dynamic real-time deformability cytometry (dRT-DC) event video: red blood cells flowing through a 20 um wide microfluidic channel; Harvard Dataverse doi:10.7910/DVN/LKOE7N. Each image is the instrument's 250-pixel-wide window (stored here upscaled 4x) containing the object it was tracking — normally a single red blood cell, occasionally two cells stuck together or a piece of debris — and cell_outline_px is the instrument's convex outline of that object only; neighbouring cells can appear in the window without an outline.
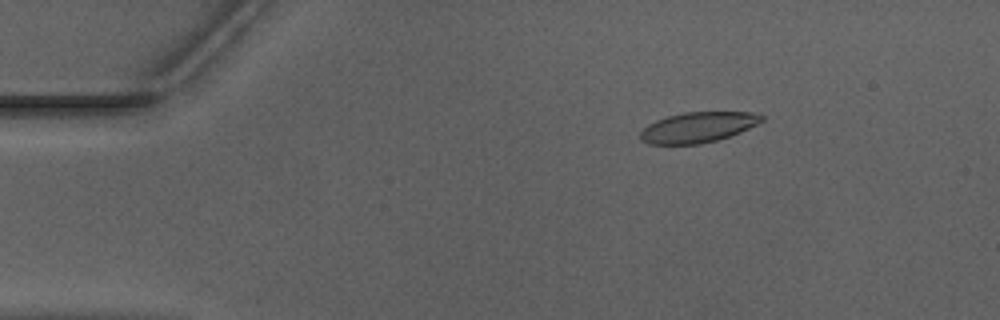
{"species": "Egyptian fruit bat (a non-hibernating species)", "species_latin": "Rousettus aegyptiacus", "temperature_condition": "warm", "stored_images_in_passage": 53, "camera_frame_rate_fps": 3000, "um_per_image_px": 0.085, "animal": {"sex": "male"}, "frame": {"image": 1, "passage_image": 9, "time_ms": 2.667, "image_size_px": [1000, 320], "cell_outline_px": [[764, 120], [740, 132], [716, 140], [700, 144], [648, 144], [640, 140], [640, 132], [648, 124], [656, 120], [668, 116], [684, 112], [752, 112], [764, 116]], "centroid_in_image_um": [59.3, 10.82], "position_along_channel_um": 25.7, "area_um2": 21.39}}
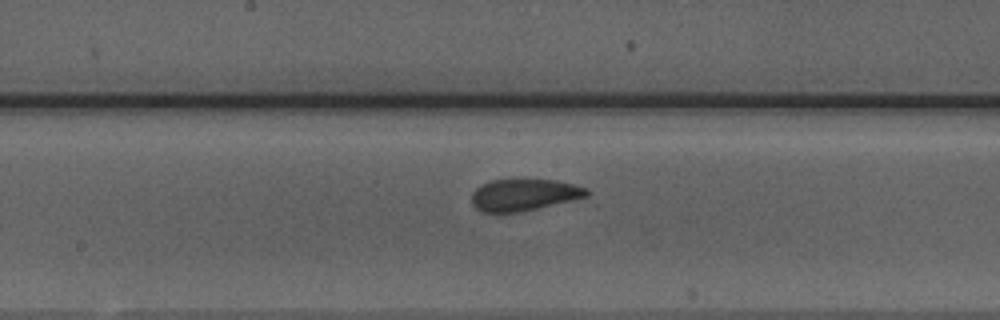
{"frame": {"image": 2, "passage_image": 28, "time_ms": 9.0, "image_size_px": [1000, 320], "cell_outline_px": [[592, 192], [588, 196], [572, 200], [520, 212], [480, 212], [472, 204], [472, 192], [476, 188], [492, 180], [556, 180], [588, 188]], "centroid_in_image_um": [44.56, 16.57], "position_along_channel_um": 203.6, "area_um2": 21.15}}
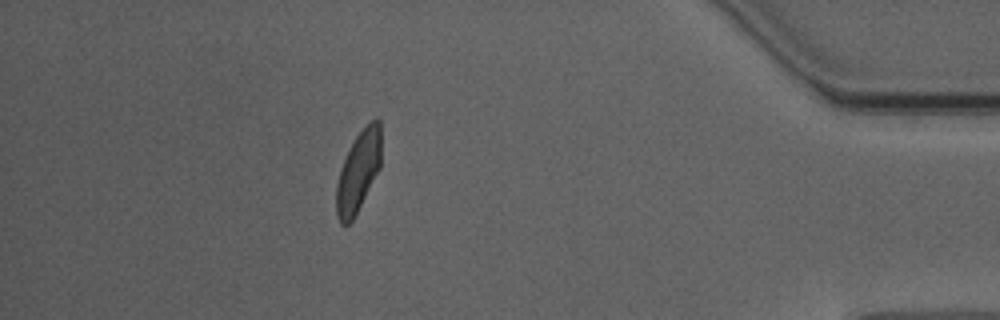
{"frame": {"image": 3, "passage_image": 47, "time_ms": 15.333, "image_size_px": [1000, 320], "cell_outline_px": [[380, 168], [352, 220], [348, 224], [340, 224], [336, 212], [336, 184], [340, 168], [356, 136], [376, 116], [380, 120]], "centroid_in_image_um": [30.45, 14.58], "position_along_channel_um": 404.8, "area_um2": 20.63}, "authors_computed_cell_mechanics": {"area_um2": 22.0218, "velocity_mm_per_s": 3.941, "shape_relaxation_time_tau1_ms": 9.3223, "shape_relaxation_time_tau2_ms": 1.031, "deformation_change_tau1": 0.2481, "deformation_change_tau2": 0.0622}}